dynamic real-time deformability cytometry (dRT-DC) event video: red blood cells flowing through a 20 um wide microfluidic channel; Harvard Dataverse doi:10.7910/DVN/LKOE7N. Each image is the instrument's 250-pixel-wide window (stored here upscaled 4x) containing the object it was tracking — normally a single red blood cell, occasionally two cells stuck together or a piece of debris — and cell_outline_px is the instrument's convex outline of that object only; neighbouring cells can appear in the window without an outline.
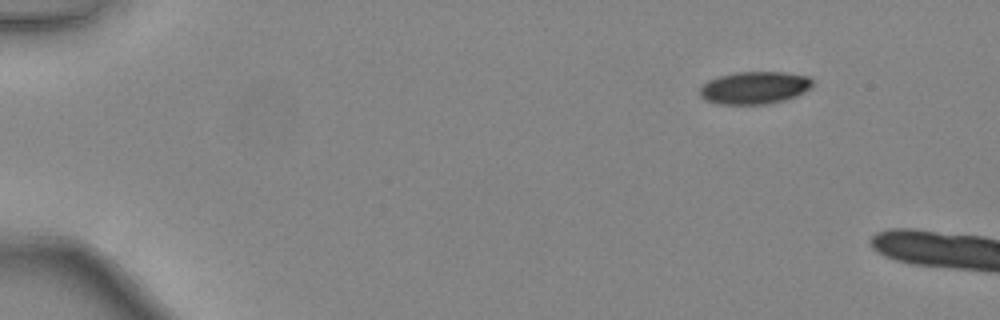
{"species": "common noctule bat (a hibernating species)", "species_latin": "Nyctalus noctula", "temperature_condition": "warm", "stored_images_in_passage": 4, "camera_frame_rate_fps": 3000, "um_per_image_px": 0.085, "animal": {"sex": "female", "body_mass_g": 24.6, "forearm_length_mm": 56.2}, "frame": {"image": 1, "passage_image": 1, "time_ms": 0.0, "image_size_px": [1000, 320], "cell_outline_px": [[812, 84], [804, 92], [796, 96], [784, 100], [768, 104], [716, 104], [704, 100], [700, 96], [700, 88], [708, 80], [720, 76], [736, 72], [784, 72], [808, 76], [812, 80]], "centroid_in_image_um": [64.11, 7.46], "position_along_channel_um": 20.9, "area_um2": 21.33}}